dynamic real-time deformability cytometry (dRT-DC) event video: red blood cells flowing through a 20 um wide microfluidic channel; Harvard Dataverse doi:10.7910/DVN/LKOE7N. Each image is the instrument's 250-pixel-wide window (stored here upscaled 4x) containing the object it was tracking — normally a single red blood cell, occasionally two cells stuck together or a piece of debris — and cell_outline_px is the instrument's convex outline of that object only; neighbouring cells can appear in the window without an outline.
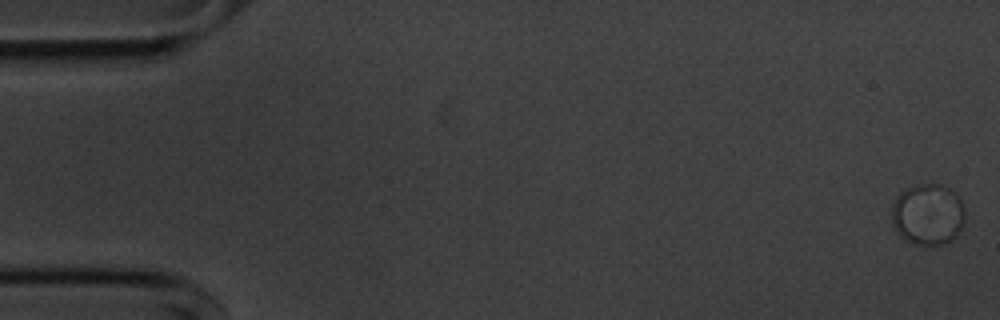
{"species": "common noctule bat (a hibernating species)", "species_latin": "Nyctalus noctula", "temperature_condition": "cold", "stored_images_in_passage": 56, "camera_frame_rate_fps": 3000, "um_per_image_px": 0.085, "animal": {"sex": "male", "body_mass_g": 20.1, "forearm_length_mm": 53.5}, "frame": {"image": 1, "passage_image": 1, "time_ms": 0.0, "image_size_px": [1000, 320], "cell_outline_px": [[964, 216], [960, 228], [956, 236], [944, 244], [924, 248], [912, 244], [904, 240], [896, 232], [892, 224], [892, 204], [896, 196], [904, 188], [916, 184], [940, 184], [956, 192], [960, 196], [964, 208]], "centroid_in_image_um": [78.84, 18.24], "position_along_channel_um": 6.2, "area_um2": 26.93}}
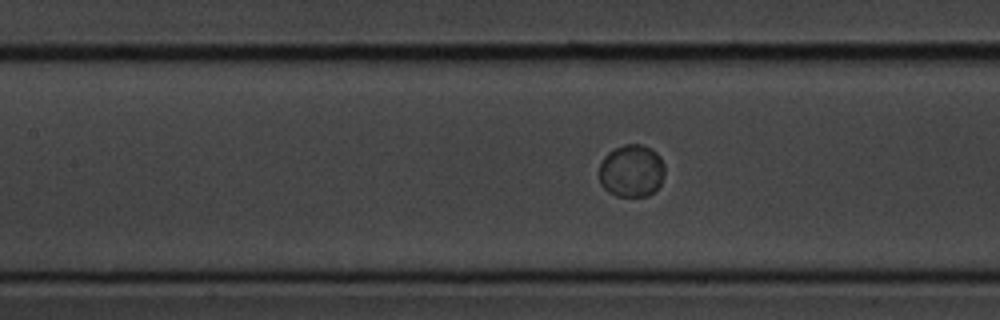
{"frame": {"image": 2, "passage_image": 25, "time_ms": 8.0, "image_size_px": [1000, 320], "cell_outline_px": [[664, 176], [660, 184], [648, 196], [616, 196], [608, 192], [600, 184], [600, 164], [604, 156], [608, 152], [624, 144], [640, 144], [652, 148], [660, 156], [664, 164]], "centroid_in_image_um": [53.68, 14.51], "position_along_channel_um": 153.7, "area_um2": 20.17}}
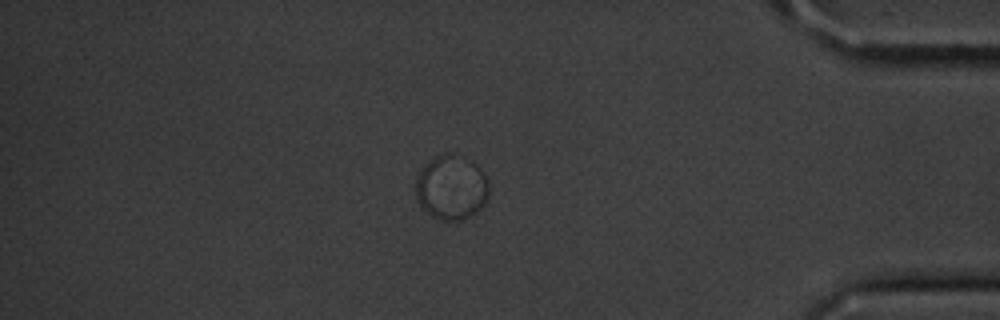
{"frame": {"image": 3, "passage_image": 48, "time_ms": 15.667, "image_size_px": [1000, 320], "cell_outline_px": [[488, 196], [484, 204], [472, 216], [464, 220], [440, 220], [432, 216], [416, 200], [416, 180], [420, 168], [424, 164], [436, 156], [444, 152], [464, 156], [472, 160], [484, 172], [488, 180]], "centroid_in_image_um": [38.38, 15.91], "position_along_channel_um": 396.8, "area_um2": 27.92}}